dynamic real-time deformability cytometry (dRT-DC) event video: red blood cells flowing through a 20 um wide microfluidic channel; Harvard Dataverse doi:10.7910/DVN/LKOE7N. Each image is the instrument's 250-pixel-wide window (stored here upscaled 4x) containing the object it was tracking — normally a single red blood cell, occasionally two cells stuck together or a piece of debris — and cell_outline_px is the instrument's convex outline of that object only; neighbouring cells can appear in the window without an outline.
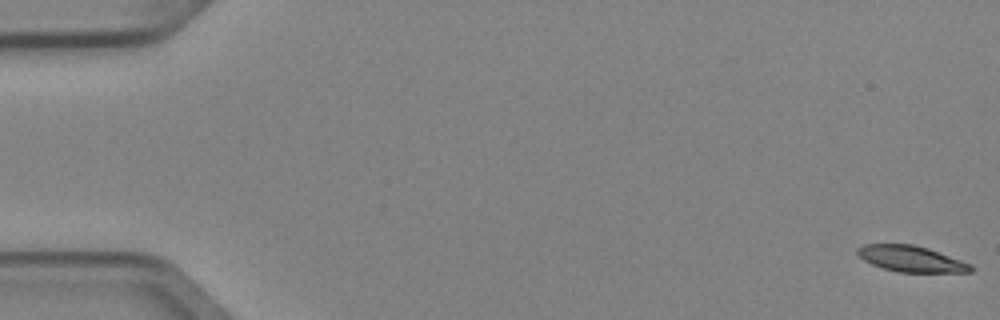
{"species": "Egyptian fruit bat (a non-hibernating species)", "species_latin": "Rousettus aegyptiacus", "temperature_condition": "cold", "stored_images_in_passage": 6, "camera_frame_rate_fps": 3000, "um_per_image_px": 0.085, "animal": {"sex": "female"}, "frame": {"image": 1, "passage_image": 1, "time_ms": 0.0, "image_size_px": [1000, 320], "cell_outline_px": [[972, 272], [900, 272], [884, 268], [872, 264], [864, 260], [856, 252], [856, 248], [864, 244], [912, 244], [928, 248], [972, 264]], "centroid_in_image_um": [77.44, 21.99], "position_along_channel_um": 7.6, "area_um2": 17.05}}